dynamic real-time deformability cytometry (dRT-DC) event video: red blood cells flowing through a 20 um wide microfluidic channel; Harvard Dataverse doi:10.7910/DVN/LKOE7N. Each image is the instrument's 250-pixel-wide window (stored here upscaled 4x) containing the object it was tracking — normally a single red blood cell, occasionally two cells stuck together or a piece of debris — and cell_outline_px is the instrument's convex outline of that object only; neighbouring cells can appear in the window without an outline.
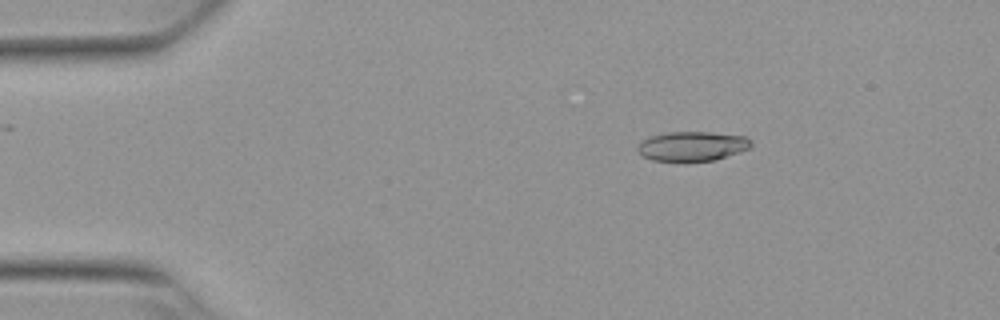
{"species": "Egyptian fruit bat (a non-hibernating species)", "species_latin": "Rousettus aegyptiacus", "temperature_condition": "warm", "stored_images_in_passage": 53, "camera_frame_rate_fps": 3000, "um_per_image_px": 0.085, "animal": {"sex": "female"}, "frame": {"image": 1, "passage_image": 9, "time_ms": 2.667, "image_size_px": [1000, 320], "cell_outline_px": [[752, 144], [748, 148], [740, 152], [716, 160], [652, 160], [644, 156], [636, 148], [640, 140], [652, 136], [668, 132], [712, 132], [744, 136], [752, 140]], "centroid_in_image_um": [58.85, 12.41], "position_along_channel_um": 26.1, "area_um2": 19.31}}
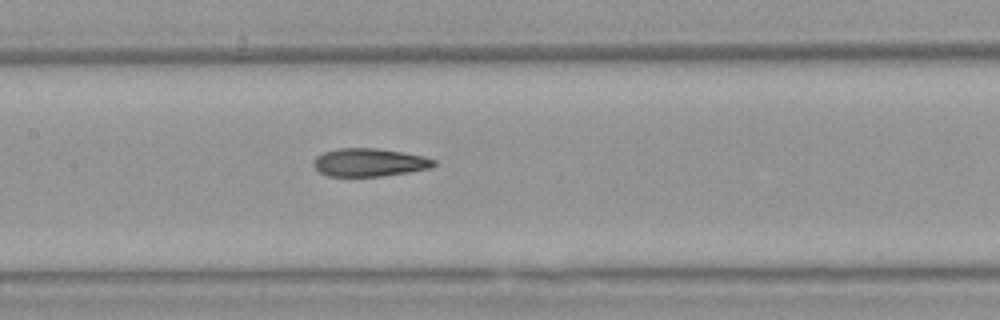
{"frame": {"image": 2, "passage_image": 26, "time_ms": 8.333, "image_size_px": [1000, 320], "cell_outline_px": [[436, 164], [432, 168], [408, 172], [380, 176], [328, 176], [320, 172], [312, 164], [316, 156], [324, 152], [336, 148], [376, 148], [424, 156], [436, 160]], "centroid_in_image_um": [31.39, 13.8], "position_along_channel_um": 176.0, "area_um2": 19.65}}
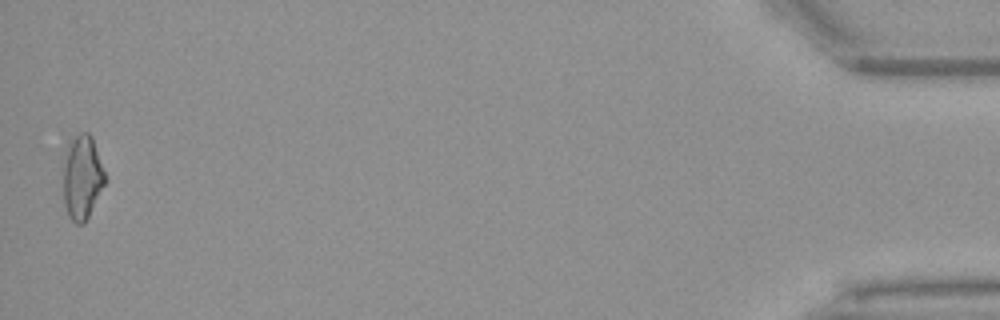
{"frame": {"image": 3, "passage_image": 53, "time_ms": 17.333, "image_size_px": [1000, 320], "cell_outline_px": [[108, 180], [84, 224], [76, 224], [68, 216], [64, 204], [64, 148], [80, 132], [88, 132], [92, 136]], "centroid_in_image_um": [7.0, 15.07], "position_along_channel_um": 428.2, "area_um2": 20.81}, "authors_computed_cell_mechanics": {"area_um2": 19.8832, "velocity_mm_per_s": 3.8384, "shape_relaxation_time_tau1_ms": null, "shape_relaxation_time_tau2_ms": 3.0084, "deformation_change_tau1": null, "deformation_change_tau2": 0.1313}}